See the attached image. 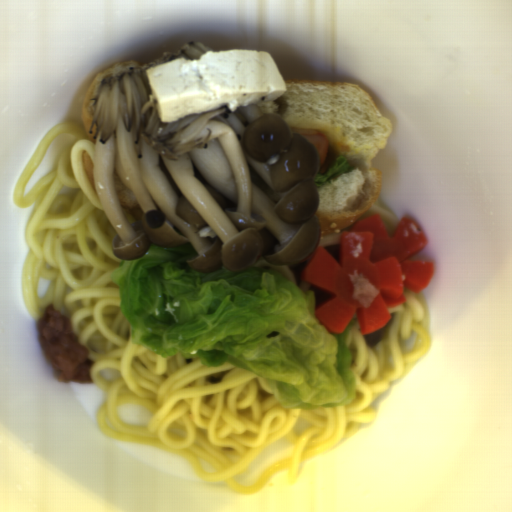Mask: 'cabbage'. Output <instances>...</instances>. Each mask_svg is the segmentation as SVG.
I'll return each mask as SVG.
<instances>
[{
    "instance_id": "1",
    "label": "cabbage",
    "mask_w": 512,
    "mask_h": 512,
    "mask_svg": "<svg viewBox=\"0 0 512 512\" xmlns=\"http://www.w3.org/2000/svg\"><path fill=\"white\" fill-rule=\"evenodd\" d=\"M187 242L152 247L112 273L131 341L207 369L232 363L265 379L280 408L350 406L357 384L347 347L355 323L330 333L306 294L261 259L252 269L196 273Z\"/></svg>"
}]
</instances>
